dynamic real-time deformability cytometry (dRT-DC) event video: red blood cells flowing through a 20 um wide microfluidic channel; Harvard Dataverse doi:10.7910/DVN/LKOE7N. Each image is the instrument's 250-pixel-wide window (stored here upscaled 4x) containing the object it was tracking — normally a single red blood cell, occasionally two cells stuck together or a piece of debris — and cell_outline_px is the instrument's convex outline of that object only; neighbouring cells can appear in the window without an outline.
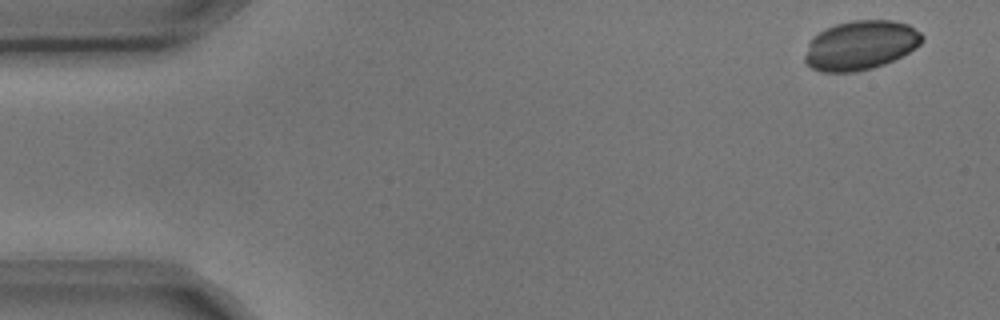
{"species": "common noctule bat (a hibernating species)", "species_latin": "Nyctalus noctula", "temperature_condition": "cold", "stored_images_in_passage": 3, "camera_frame_rate_fps": 3000, "um_per_image_px": 0.085, "animal": {"sex": "male", "body_mass_g": 17.9, "forearm_length_mm": 54.2}, "frame": {"image": 1, "passage_image": 1, "time_ms": 0.0, "image_size_px": [1000, 320], "cell_outline_px": [[924, 40], [916, 48], [884, 64], [872, 68], [852, 72], [820, 72], [812, 68], [804, 60], [804, 56], [808, 44], [812, 36], [824, 28], [836, 24], [852, 20], [892, 20], [908, 24], [920, 32], [924, 36]], "centroid_in_image_um": [73.13, 3.83], "position_along_channel_um": 11.9, "area_um2": 33.81}}